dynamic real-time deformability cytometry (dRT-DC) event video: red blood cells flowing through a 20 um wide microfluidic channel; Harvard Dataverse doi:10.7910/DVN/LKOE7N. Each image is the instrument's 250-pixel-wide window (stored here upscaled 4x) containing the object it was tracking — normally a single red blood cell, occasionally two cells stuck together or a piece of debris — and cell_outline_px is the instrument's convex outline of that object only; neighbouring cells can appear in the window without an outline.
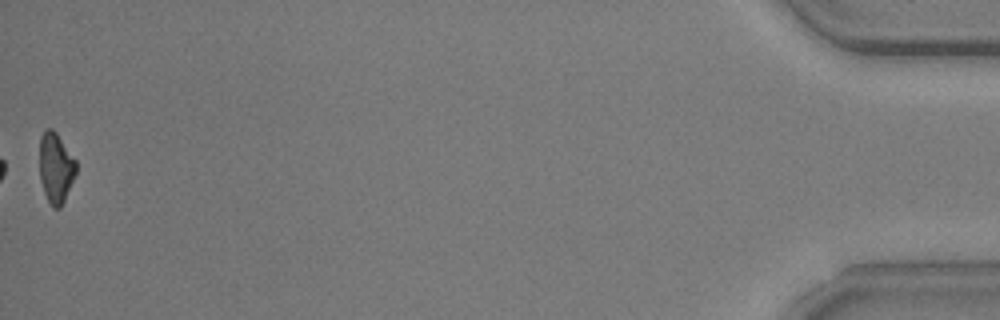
{"species": "common noctule bat (a hibernating species)", "species_latin": "Nyctalus noctula", "temperature_condition": "warm", "stored_images_in_passage": 41, "camera_frame_rate_fps": 3000, "um_per_image_px": 0.085, "animal": {"sex": "male", "body_mass_g": 20.5, "forearm_length_mm": 52.5}, "frame": {"image": 1, "passage_image": 41, "time_ms": 13.333, "image_size_px": [1000, 320], "cell_outline_px": [[76, 172], [64, 200], [60, 208], [52, 208], [44, 192], [40, 180], [40, 136], [48, 128], [52, 128], [56, 132], [76, 160]], "centroid_in_image_um": [4.73, 14.26], "position_along_channel_um": 430.5, "area_um2": 14.8}, "authors_computed_cell_mechanics": {"area_um2": 16.3574, "velocity_mm_per_s": 3.7634, "shape_relaxation_time_tau1_ms": 3.5963, "shape_relaxation_time_tau2_ms": null, "deformation_change_tau1": 0.128, "deformation_change_tau2": null}}